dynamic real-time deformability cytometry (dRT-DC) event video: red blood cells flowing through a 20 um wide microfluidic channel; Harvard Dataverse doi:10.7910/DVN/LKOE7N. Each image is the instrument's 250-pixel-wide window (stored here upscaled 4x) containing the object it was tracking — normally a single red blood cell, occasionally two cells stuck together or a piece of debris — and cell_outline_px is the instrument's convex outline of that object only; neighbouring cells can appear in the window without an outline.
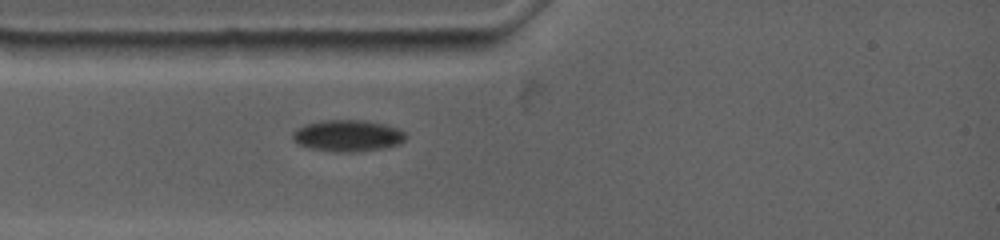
{"species": "common noctule bat (a hibernating species)", "species_latin": "Nyctalus noctula", "temperature_condition": "warm", "stored_images_in_passage": 30, "camera_frame_rate_fps": 4500, "um_per_image_px": 0.085, "animal": {"sex": "female", "body_mass_g": 19.0, "forearm_length_mm": 53.3}, "frame": {"image": 1, "passage_image": 1, "time_ms": 0.0, "image_size_px": [1000, 240], "cell_outline_px": [[408, 136], [400, 144], [384, 148], [352, 152], [332, 152], [308, 148], [292, 140], [292, 132], [296, 128], [304, 124], [320, 120], [364, 120], [384, 124], [400, 128]], "centroid_in_image_um": [29.54, 11.53], "position_along_channel_um": 55.5, "area_um2": 21.15}}
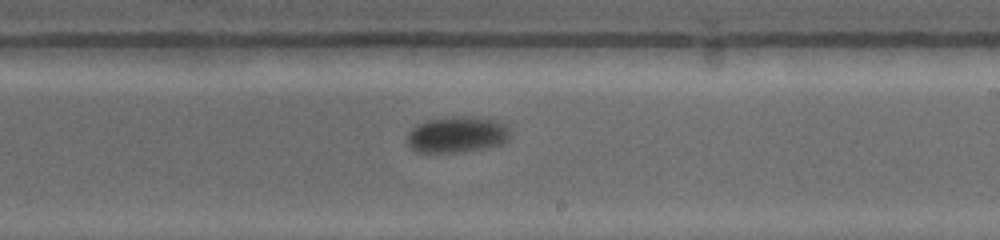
{"frame": {"image": 2, "passage_image": 12, "time_ms": 5.556, "image_size_px": [1000, 240], "cell_outline_px": [[508, 140], [504, 144], [464, 152], [416, 152], [408, 148], [404, 140], [408, 132], [416, 124], [428, 120], [452, 116], [476, 116], [500, 120], [508, 128]], "centroid_in_image_um": [38.81, 11.43], "position_along_channel_um": 250.2, "area_um2": 22.31}}
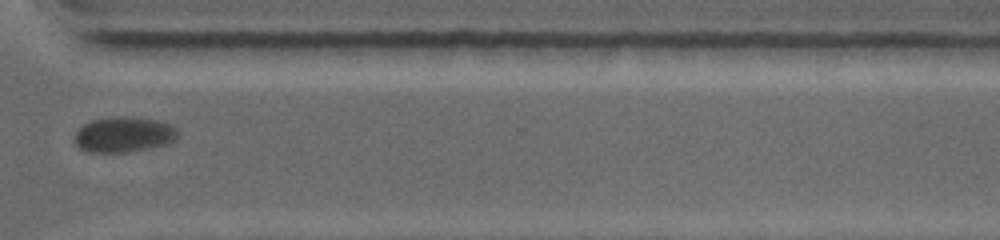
{"frame": {"image": 3, "passage_image": 20, "time_ms": 8.667, "image_size_px": [1000, 240], "cell_outline_px": [[180, 132], [168, 144], [128, 152], [88, 152], [80, 148], [76, 144], [76, 132], [84, 124], [92, 120], [120, 116], [128, 116], [160, 120], [172, 124]], "centroid_in_image_um": [10.56, 11.42], "position_along_channel_um": 360.0, "area_um2": 21.27}}